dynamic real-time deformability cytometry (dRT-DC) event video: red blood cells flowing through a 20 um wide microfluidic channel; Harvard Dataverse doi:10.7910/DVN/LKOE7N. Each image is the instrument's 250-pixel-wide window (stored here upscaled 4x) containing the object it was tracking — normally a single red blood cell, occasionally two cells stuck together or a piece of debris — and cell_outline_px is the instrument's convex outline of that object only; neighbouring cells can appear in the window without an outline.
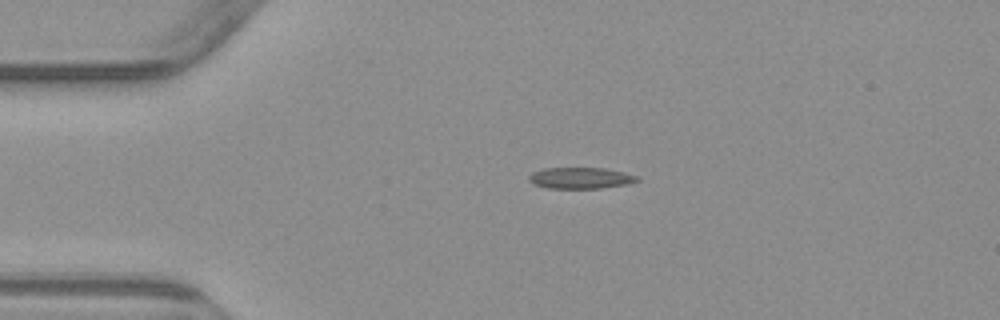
{"species": "common noctule bat (a hibernating species)", "species_latin": "Nyctalus noctula", "temperature_condition": "warm", "stored_images_in_passage": 4, "camera_frame_rate_fps": 3000, "um_per_image_px": 0.085, "animal": {"sex": "male", "body_mass_g": 23.1, "forearm_length_mm": 52.7}, "frame": {"image": 1, "passage_image": 3, "time_ms": 3.333, "image_size_px": [1000, 320], "cell_outline_px": [[640, 180], [628, 184], [600, 188], [548, 188], [532, 184], [528, 180], [528, 176], [532, 172], [544, 168], [604, 168], [624, 172], [636, 176]], "centroid_in_image_um": [49.31, 15.13], "position_along_channel_um": 35.7, "area_um2": 13.41}}